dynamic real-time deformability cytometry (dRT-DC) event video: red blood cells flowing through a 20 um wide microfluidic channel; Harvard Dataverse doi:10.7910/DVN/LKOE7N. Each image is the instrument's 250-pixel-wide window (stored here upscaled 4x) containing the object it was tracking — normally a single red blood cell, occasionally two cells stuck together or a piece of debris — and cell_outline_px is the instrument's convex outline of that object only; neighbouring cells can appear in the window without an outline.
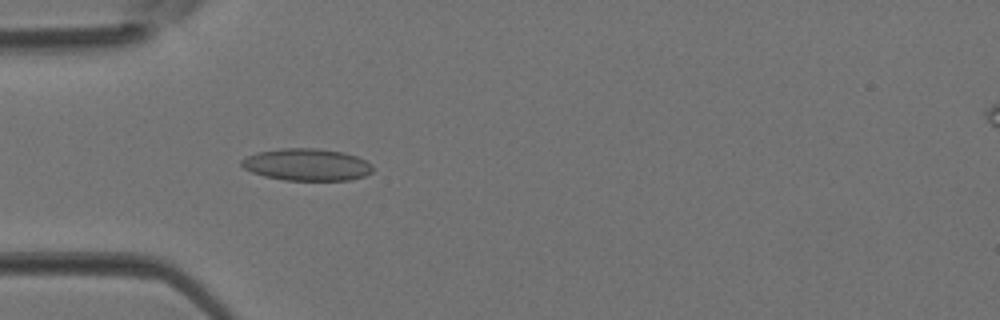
{"species": "Egyptian fruit bat (a non-hibernating species)", "species_latin": "Rousettus aegyptiacus", "temperature_condition": "room temperature", "stored_images_in_passage": 2, "camera_frame_rate_fps": 3000, "um_per_image_px": 0.085, "animal": {"sex": "female"}, "frame": {"image": 1, "passage_image": 2, "time_ms": 0.333, "image_size_px": [1000, 320], "cell_outline_px": [[372, 172], [364, 176], [348, 180], [284, 180], [264, 176], [252, 172], [244, 168], [240, 164], [240, 160], [256, 152], [280, 148], [316, 148], [344, 152], [356, 156], [372, 164]], "centroid_in_image_um": [26.06, 13.99], "position_along_channel_um": 58.9, "area_um2": 24.57}}